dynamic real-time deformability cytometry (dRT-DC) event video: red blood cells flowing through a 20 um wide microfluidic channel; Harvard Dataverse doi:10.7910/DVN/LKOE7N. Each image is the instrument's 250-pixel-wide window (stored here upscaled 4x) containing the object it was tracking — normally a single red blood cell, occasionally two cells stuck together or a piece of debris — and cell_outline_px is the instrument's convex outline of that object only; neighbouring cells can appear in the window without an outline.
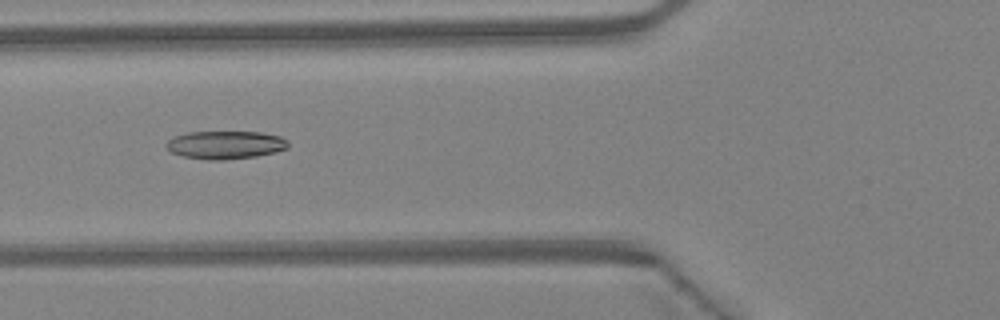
{"species": "Egyptian fruit bat (a non-hibernating species)", "species_latin": "Rousettus aegyptiacus", "temperature_condition": "warm", "stored_images_in_passage": 46, "camera_frame_rate_fps": 3000, "um_per_image_px": 0.085, "animal": {"sex": "female"}, "frame": {"image": 1, "passage_image": 18, "time_ms": 5.667, "image_size_px": [1000, 320], "cell_outline_px": [[288, 148], [276, 152], [256, 156], [224, 160], [208, 160], [184, 156], [172, 152], [164, 144], [172, 136], [188, 132], [260, 132], [280, 136], [288, 140]], "centroid_in_image_um": [19.16, 12.31], "position_along_channel_um": 106.6, "area_um2": 20.0}}
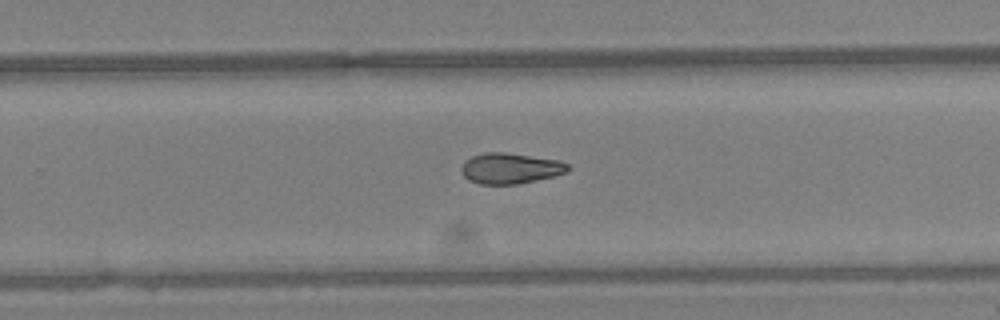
{"frame": {"image": 2, "passage_image": 30, "time_ms": 9.667, "image_size_px": [1000, 320], "cell_outline_px": [[572, 168], [568, 172], [536, 180], [516, 184], [480, 184], [468, 180], [464, 176], [460, 168], [464, 160], [472, 156], [484, 152], [504, 152], [560, 160], [568, 164]], "centroid_in_image_um": [43.37, 14.3], "position_along_channel_um": 286.4, "area_um2": 19.19}}
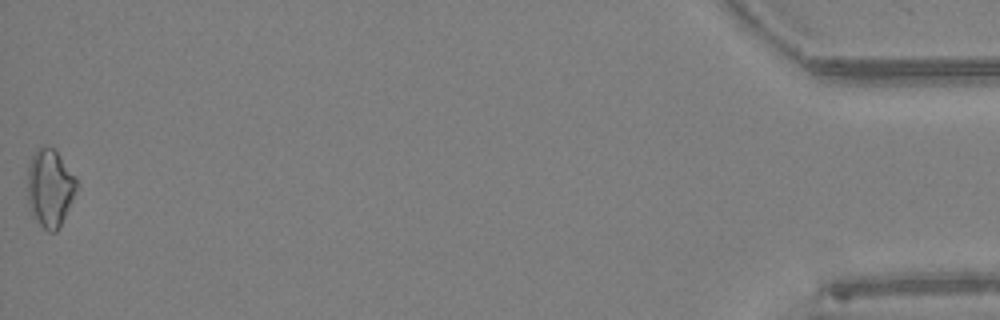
{"frame": {"image": 3, "passage_image": 46, "time_ms": 15.0, "image_size_px": [1000, 320], "cell_outline_px": [[76, 188], [64, 216], [56, 232], [48, 232], [32, 216], [28, 200], [28, 168], [32, 156], [36, 148], [44, 144], [52, 148], [56, 152], [76, 176]], "centroid_in_image_um": [4.21, 15.94], "position_along_channel_um": 431.0, "area_um2": 21.79}, "authors_computed_cell_mechanics": {"area_um2": 19.4786, "velocity_mm_per_s": 4.517, "shape_relaxation_time_tau1_ms": null, "shape_relaxation_time_tau2_ms": 9.1464, "deformation_change_tau1": null, "deformation_change_tau2": 0.1619}}